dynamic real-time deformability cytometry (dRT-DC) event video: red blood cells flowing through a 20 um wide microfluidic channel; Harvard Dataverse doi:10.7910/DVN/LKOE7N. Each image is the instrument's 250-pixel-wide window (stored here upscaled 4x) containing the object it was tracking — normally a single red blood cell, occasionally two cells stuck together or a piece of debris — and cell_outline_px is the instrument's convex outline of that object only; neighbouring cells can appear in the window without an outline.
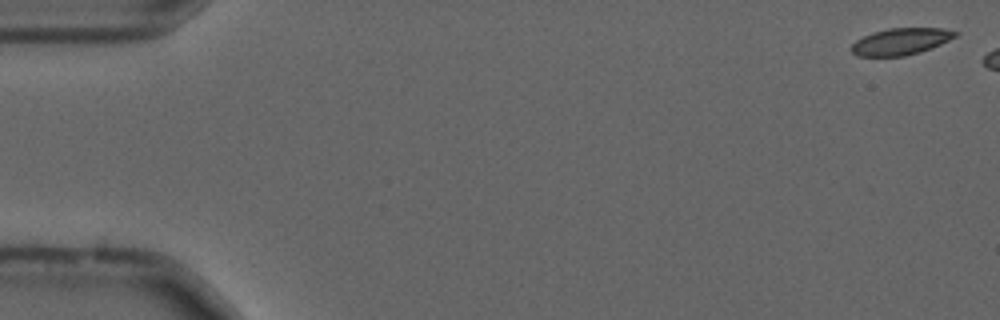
{"species": "common noctule bat (a hibernating species)", "species_latin": "Nyctalus noctula", "temperature_condition": "cold", "stored_images_in_passage": 7, "camera_frame_rate_fps": 3000, "um_per_image_px": 0.085, "animal": {"sex": "male", "forearm_length_mm": 52.5}, "frame": {"image": 1, "passage_image": 2, "time_ms": 0.333, "image_size_px": [1000, 320], "cell_outline_px": [[960, 32], [956, 36], [940, 44], [920, 52], [904, 56], [856, 56], [852, 52], [852, 44], [856, 40], [872, 32], [888, 28], [944, 28]], "centroid_in_image_um": [76.57, 3.52], "position_along_channel_um": 8.4, "area_um2": 16.13}}